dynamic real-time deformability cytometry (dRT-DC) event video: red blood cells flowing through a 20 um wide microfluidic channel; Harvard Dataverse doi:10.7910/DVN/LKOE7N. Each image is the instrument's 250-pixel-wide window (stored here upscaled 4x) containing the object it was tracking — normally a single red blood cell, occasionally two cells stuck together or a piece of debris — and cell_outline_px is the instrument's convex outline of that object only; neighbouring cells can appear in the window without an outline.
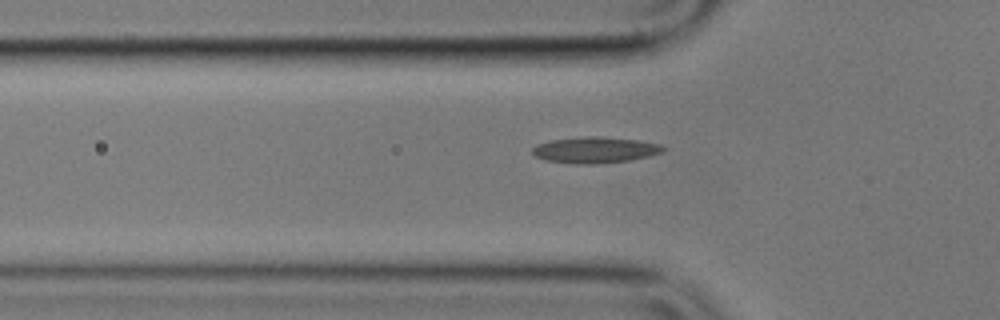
{"species": "common noctule bat (a hibernating species)", "species_latin": "Nyctalus noctula", "temperature_condition": "cold", "stored_images_in_passage": 13, "camera_frame_rate_fps": 3000, "um_per_image_px": 0.085, "animal": {"sex": "male", "body_mass_g": 17.9}, "frame": {"image": 1, "passage_image": 2, "time_ms": 0.333, "image_size_px": [1000, 320], "cell_outline_px": [[664, 152], [648, 156], [628, 160], [596, 164], [572, 164], [544, 160], [536, 156], [532, 152], [532, 148], [536, 144], [552, 140], [584, 136], [600, 136], [636, 140], [660, 144], [664, 148]], "centroid_in_image_um": [50.54, 12.75], "position_along_channel_um": 75.3, "area_um2": 19.88}}
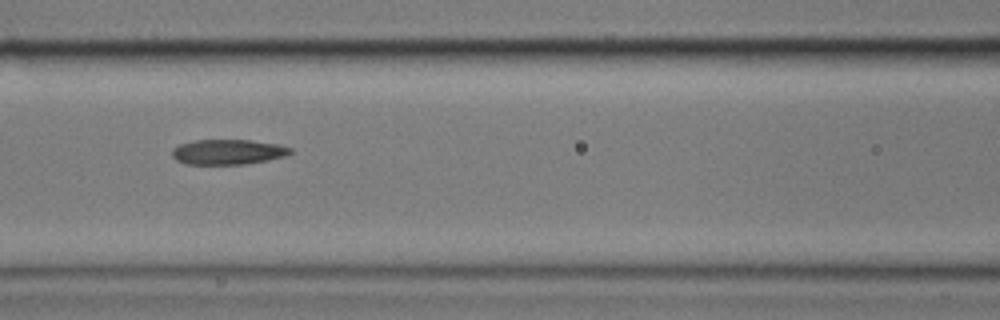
{"frame": {"image": 2, "passage_image": 8, "time_ms": 2.333, "image_size_px": [1000, 320], "cell_outline_px": [[292, 152], [284, 156], [268, 160], [244, 164], [184, 164], [176, 160], [172, 156], [172, 148], [180, 144], [196, 140], [252, 140], [276, 144], [292, 148]], "centroid_in_image_um": [19.35, 12.91], "position_along_channel_um": 147.3, "area_um2": 17.28}}
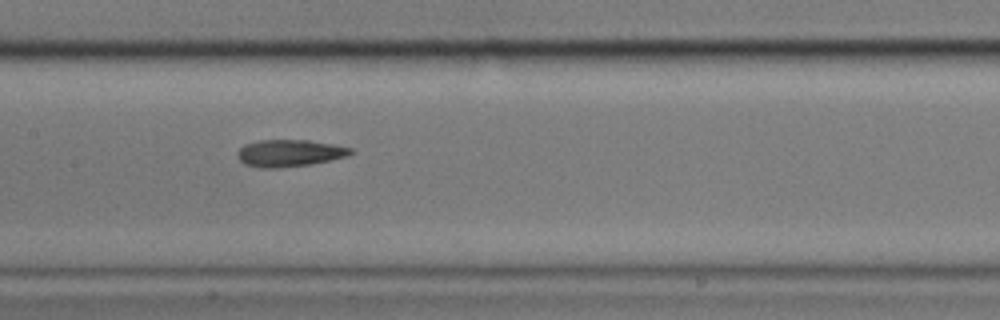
{"frame": {"image": 3, "passage_image": 11, "time_ms": 3.333, "image_size_px": [1000, 320], "cell_outline_px": [[352, 152], [348, 156], [312, 164], [276, 168], [260, 168], [244, 164], [236, 156], [236, 152], [244, 144], [260, 140], [308, 140], [332, 144], [352, 148]], "centroid_in_image_um": [24.57, 13.02], "position_along_channel_um": 182.8, "area_um2": 17.86}}